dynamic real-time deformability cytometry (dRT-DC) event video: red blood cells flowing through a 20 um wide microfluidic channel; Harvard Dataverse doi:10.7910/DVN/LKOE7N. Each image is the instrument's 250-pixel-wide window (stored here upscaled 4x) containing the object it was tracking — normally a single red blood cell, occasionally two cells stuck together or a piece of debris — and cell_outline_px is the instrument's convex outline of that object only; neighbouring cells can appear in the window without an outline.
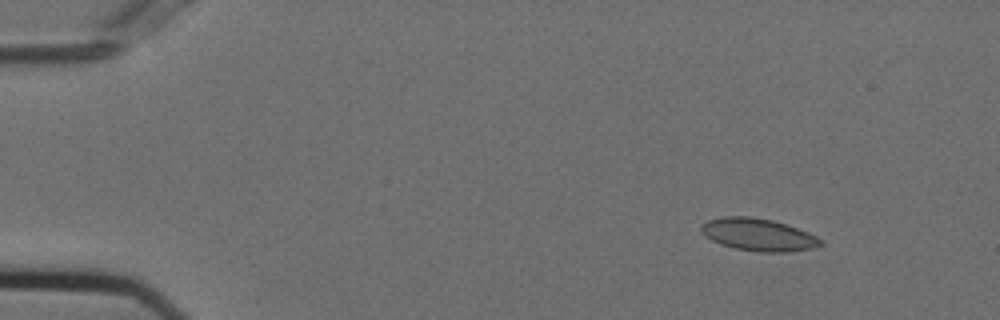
{"species": "Egyptian fruit bat (a non-hibernating species)", "species_latin": "Rousettus aegyptiacus", "temperature_condition": "cold", "stored_images_in_passage": 55, "camera_frame_rate_fps": 3000, "um_per_image_px": 0.085, "animal": {"sex": "female"}, "frame": {"image": 1, "passage_image": 7, "time_ms": 2.0, "image_size_px": [1000, 320], "cell_outline_px": [[824, 244], [812, 248], [788, 252], [756, 252], [736, 248], [720, 244], [704, 236], [700, 228], [700, 224], [708, 220], [724, 216], [752, 216], [772, 220], [808, 232], [824, 240]], "centroid_in_image_um": [64.45, 19.95], "position_along_channel_um": 20.6, "area_um2": 22.66}}
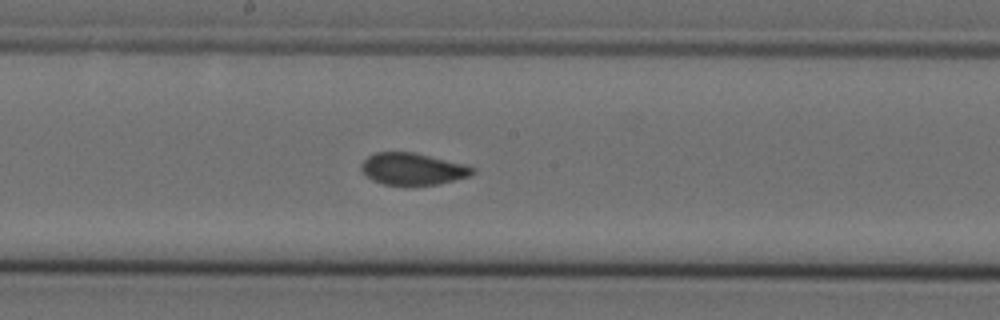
{"frame": {"image": 2, "passage_image": 30, "time_ms": 9.667, "image_size_px": [1000, 320], "cell_outline_px": [[476, 172], [472, 176], [440, 184], [404, 188], [384, 184], [372, 180], [360, 168], [360, 164], [368, 156], [376, 152], [416, 152], [464, 164], [476, 168]], "centroid_in_image_um": [35.11, 14.4], "position_along_channel_um": 213.1, "area_um2": 21.5}}
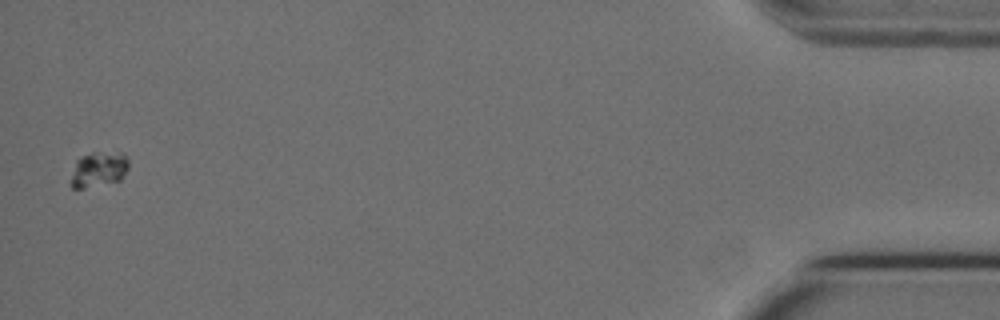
{"frame": {"image": 3, "passage_image": 54, "time_ms": 17.667, "image_size_px": [1000, 320], "cell_outline_px": [[128, 168], [120, 180], [84, 188], [72, 188], [72, 176], [76, 160], [80, 156], [92, 152], [120, 152], [128, 160]], "centroid_in_image_um": [8.39, 14.37], "position_along_channel_um": 426.8, "area_um2": 11.68}}